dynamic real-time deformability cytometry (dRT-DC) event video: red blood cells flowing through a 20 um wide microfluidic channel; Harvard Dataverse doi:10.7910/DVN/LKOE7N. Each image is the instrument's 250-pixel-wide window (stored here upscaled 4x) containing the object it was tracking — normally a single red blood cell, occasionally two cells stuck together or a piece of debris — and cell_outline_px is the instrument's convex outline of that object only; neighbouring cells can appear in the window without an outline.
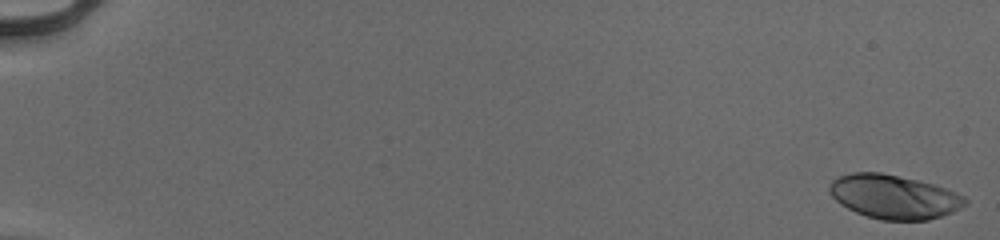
{"species": "human", "species_latin": "Homo sapiens", "temperature_condition": "cold", "stored_images_in_passage": 54, "camera_frame_rate_fps": 3000, "um_per_image_px": 0.085, "donor": {"sex": "male"}, "frame": {"image": 1, "passage_image": 1, "time_ms": 0.0, "image_size_px": [1000, 240], "cell_outline_px": [[968, 204], [952, 212], [928, 220], [880, 220], [856, 212], [840, 204], [832, 196], [828, 188], [828, 184], [836, 176], [852, 172], [880, 172], [916, 180], [932, 184], [956, 192], [964, 196], [968, 200]], "centroid_in_image_um": [75.96, 16.72], "position_along_channel_um": 9.0, "area_um2": 34.74}}
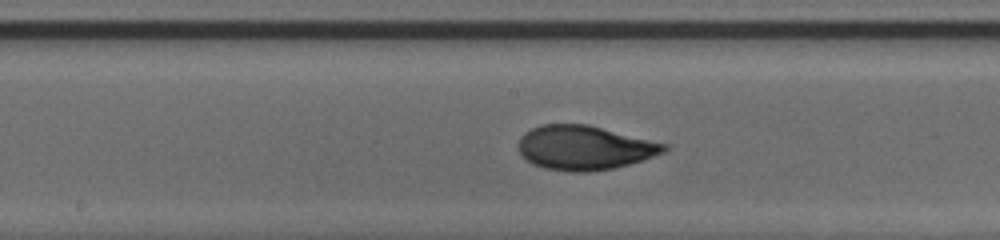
{"frame": {"image": 2, "passage_image": 31, "time_ms": 10.0, "image_size_px": [1000, 240], "cell_outline_px": [[668, 148], [664, 152], [644, 160], [612, 168], [588, 172], [568, 172], [544, 168], [532, 164], [520, 156], [520, 136], [524, 132], [540, 124], [588, 124], [668, 144]], "centroid_in_image_um": [49.67, 12.56], "position_along_channel_um": 198.5, "area_um2": 37.74}}
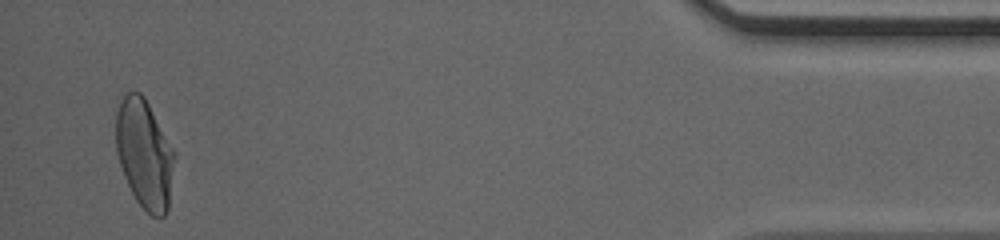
{"frame": {"image": 3, "passage_image": 53, "time_ms": 17.333, "image_size_px": [1000, 240], "cell_outline_px": [[176, 156], [168, 208], [164, 216], [160, 220], [152, 216], [136, 200], [124, 176], [116, 152], [116, 112], [124, 96], [128, 92], [140, 92], [144, 96], [176, 152]], "centroid_in_image_um": [12.3, 13.1], "position_along_channel_um": 422.9, "area_um2": 37.28}, "authors_computed_cell_mechanics": {"area_um2": 36.5874, "velocity_mm_per_s": 3.9507, "shape_relaxation_time_tau1_ms": 4.5375, "shape_relaxation_time_tau2_ms": 0.7824, "deformation_change_tau1": 0.1942, "deformation_change_tau2": 0.0535}}